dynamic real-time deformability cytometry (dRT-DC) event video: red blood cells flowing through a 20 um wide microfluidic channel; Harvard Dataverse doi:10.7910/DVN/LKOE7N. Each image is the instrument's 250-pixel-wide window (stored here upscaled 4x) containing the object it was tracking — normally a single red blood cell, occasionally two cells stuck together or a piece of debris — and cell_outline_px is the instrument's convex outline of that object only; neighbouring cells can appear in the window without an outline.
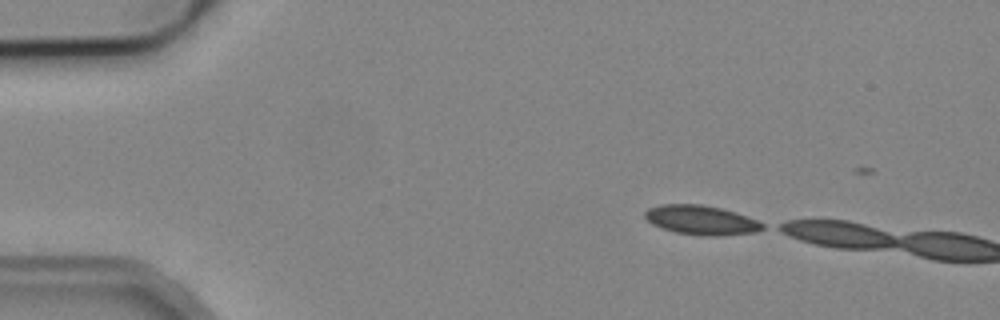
{"species": "common noctule bat (a hibernating species)", "species_latin": "Nyctalus noctula", "temperature_condition": "cold", "stored_images_in_passage": 4, "camera_frame_rate_fps": 3000, "um_per_image_px": 0.085, "animal": {"sex": "male", "body_mass_g": 19.2, "forearm_length_mm": 51.8}, "frame": {"image": 1, "passage_image": 2, "time_ms": 1.333, "image_size_px": [1000, 320], "cell_outline_px": [[764, 228], [756, 232], [716, 236], [704, 236], [676, 232], [652, 224], [644, 216], [644, 212], [648, 208], [660, 204], [700, 204], [720, 208], [736, 212], [748, 216], [764, 224]], "centroid_in_image_um": [59.6, 18.7], "position_along_channel_um": 25.4, "area_um2": 20.06}}